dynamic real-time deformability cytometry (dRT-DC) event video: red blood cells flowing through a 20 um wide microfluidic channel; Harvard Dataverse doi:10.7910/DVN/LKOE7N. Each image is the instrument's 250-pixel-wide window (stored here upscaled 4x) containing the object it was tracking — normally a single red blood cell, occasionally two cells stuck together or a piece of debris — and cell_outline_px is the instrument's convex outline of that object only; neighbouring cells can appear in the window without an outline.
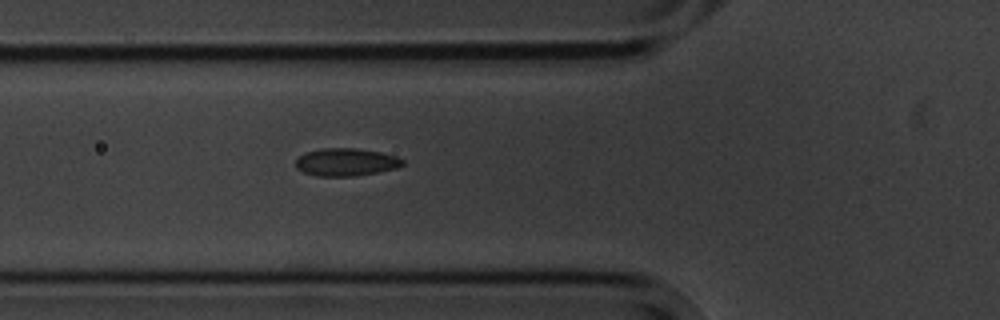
{"species": "common noctule bat (a hibernating species)", "species_latin": "Nyctalus noctula", "temperature_condition": "cold", "stored_images_in_passage": 5, "camera_frame_rate_fps": 3000, "um_per_image_px": 0.085, "animal": {"sex": "male", "body_mass_g": 20.1, "forearm_length_mm": 53.5}, "frame": {"image": 1, "passage_image": 5, "time_ms": 5.667, "image_size_px": [1000, 320], "cell_outline_px": [[404, 164], [396, 168], [356, 176], [316, 176], [304, 172], [296, 168], [296, 160], [304, 152], [320, 148], [356, 148], [380, 152], [396, 156], [404, 160]], "centroid_in_image_um": [29.39, 13.77], "position_along_channel_um": 96.4, "area_um2": 17.28}}